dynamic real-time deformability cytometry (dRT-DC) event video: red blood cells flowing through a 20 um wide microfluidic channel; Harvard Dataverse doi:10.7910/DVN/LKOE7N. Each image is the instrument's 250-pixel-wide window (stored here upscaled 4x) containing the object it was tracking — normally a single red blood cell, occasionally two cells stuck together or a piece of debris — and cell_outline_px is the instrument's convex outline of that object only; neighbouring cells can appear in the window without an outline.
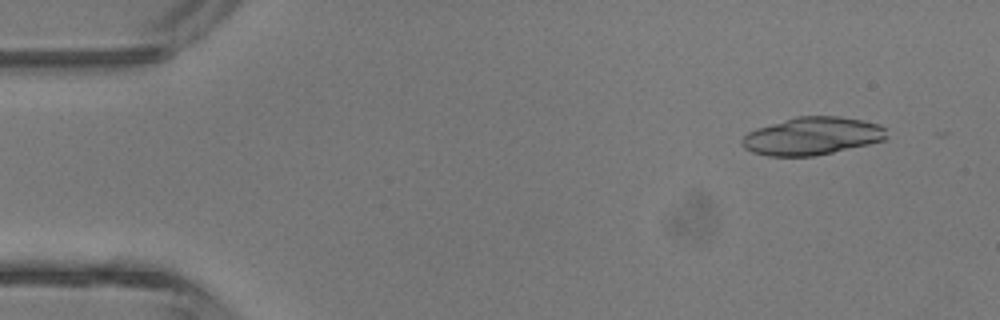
{"species": "common noctule bat (a hibernating species)", "species_latin": "Nyctalus noctula", "temperature_condition": "room temperature", "stored_images_in_passage": 4, "camera_frame_rate_fps": 3000, "um_per_image_px": 0.085, "animal": {"sex": "male", "body_mass_g": 13.3}, "frame": {"image": 1, "passage_image": 1, "time_ms": 0.0, "image_size_px": [1000, 320], "cell_outline_px": [[888, 136], [884, 140], [868, 144], [832, 152], [812, 156], [768, 156], [752, 152], [744, 148], [740, 144], [740, 140], [748, 132], [756, 128], [796, 116], [840, 116], [880, 124], [888, 128]], "centroid_in_image_um": [69.03, 11.56], "position_along_channel_um": 16.0, "area_um2": 31.96}}